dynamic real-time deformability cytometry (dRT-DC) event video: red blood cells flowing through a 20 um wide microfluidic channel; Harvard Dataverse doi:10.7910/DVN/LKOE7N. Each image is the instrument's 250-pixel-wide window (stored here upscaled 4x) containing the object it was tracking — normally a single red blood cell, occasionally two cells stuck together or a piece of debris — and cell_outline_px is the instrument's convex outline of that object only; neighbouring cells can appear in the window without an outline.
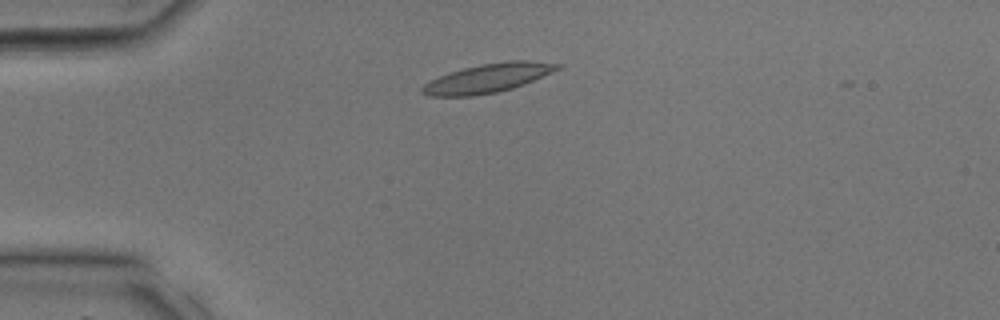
{"species": "common noctule bat (a hibernating species)", "species_latin": "Nyctalus noctula", "temperature_condition": "room temperature", "stored_images_in_passage": 29, "camera_frame_rate_fps": 3000, "um_per_image_px": 0.085, "animal": {"sex": "male", "body_mass_g": 17.9, "forearm_length_mm": 54.2}, "frame": {"image": 1, "passage_image": 5, "time_ms": 1.333, "image_size_px": [1000, 320], "cell_outline_px": [[564, 64], [560, 68], [524, 84], [512, 88], [496, 92], [472, 96], [428, 96], [420, 92], [420, 88], [424, 84], [440, 76], [464, 68], [480, 64], [512, 60], [528, 60]], "centroid_in_image_um": [41.47, 6.64], "position_along_channel_um": 43.5, "area_um2": 22.54}}
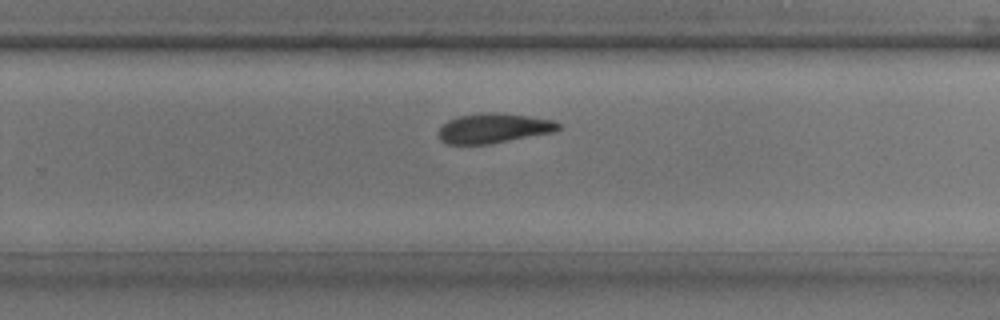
{"frame": {"image": 2, "passage_image": 19, "time_ms": 6.0, "image_size_px": [1000, 320], "cell_outline_px": [[560, 128], [556, 132], [488, 144], [448, 144], [440, 140], [440, 128], [448, 120], [460, 116], [488, 112], [496, 112], [528, 116], [552, 120], [560, 124]], "centroid_in_image_um": [41.99, 10.9], "position_along_channel_um": 287.8, "area_um2": 20.58}}
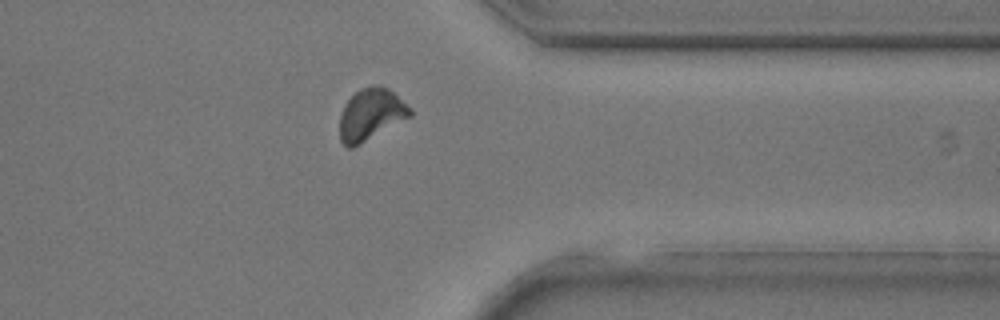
{"frame": {"image": 3, "passage_image": 24, "time_ms": 7.667, "image_size_px": [1000, 320], "cell_outline_px": [[412, 116], [360, 144], [352, 148], [348, 148], [340, 140], [340, 112], [344, 104], [360, 88], [372, 84], [380, 84], [388, 88], [412, 108]], "centroid_in_image_um": [31.53, 9.71], "position_along_channel_um": 379.9, "area_um2": 21.39}}